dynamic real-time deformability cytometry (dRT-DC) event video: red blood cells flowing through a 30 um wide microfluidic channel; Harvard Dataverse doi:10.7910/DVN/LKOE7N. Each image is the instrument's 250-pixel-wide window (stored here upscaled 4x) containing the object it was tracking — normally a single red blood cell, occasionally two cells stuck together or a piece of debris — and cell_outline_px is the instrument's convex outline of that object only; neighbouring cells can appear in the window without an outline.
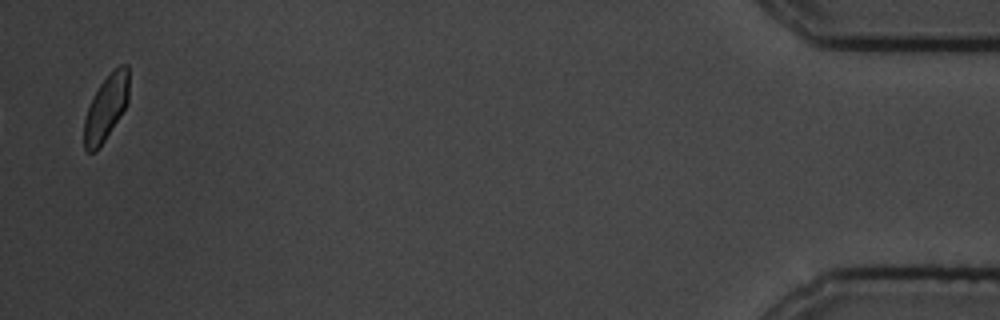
{"species": "common noctule bat (a hibernating species)", "species_latin": "Nyctalus noctula", "temperature_condition": "cold", "stored_images_in_passage": 16, "camera_frame_rate_fps": 3000, "um_per_image_px": 0.085, "animal": {"sex": "male", "body_mass_g": 19.5, "forearm_length_mm": 54.6}, "frame": {"image": 1, "passage_image": 16, "time_ms": 19.0, "image_size_px": [1000, 320], "cell_outline_px": [[128, 104], [96, 152], [88, 152], [84, 148], [84, 120], [92, 96], [100, 84], [120, 64], [128, 64]], "centroid_in_image_um": [9.01, 9.16], "position_along_channel_um": 426.2, "area_um2": 16.88}, "authors_computed_cell_mechanics": {"area_um2": 17.4845, "velocity_mm_per_s": 3.5077, "shape_relaxation_time_tau1_ms": 3.5121, "shape_relaxation_time_tau2_ms": 1.7474, "deformation_change_tau1": 0.078, "deformation_change_tau2": 0.0339}}